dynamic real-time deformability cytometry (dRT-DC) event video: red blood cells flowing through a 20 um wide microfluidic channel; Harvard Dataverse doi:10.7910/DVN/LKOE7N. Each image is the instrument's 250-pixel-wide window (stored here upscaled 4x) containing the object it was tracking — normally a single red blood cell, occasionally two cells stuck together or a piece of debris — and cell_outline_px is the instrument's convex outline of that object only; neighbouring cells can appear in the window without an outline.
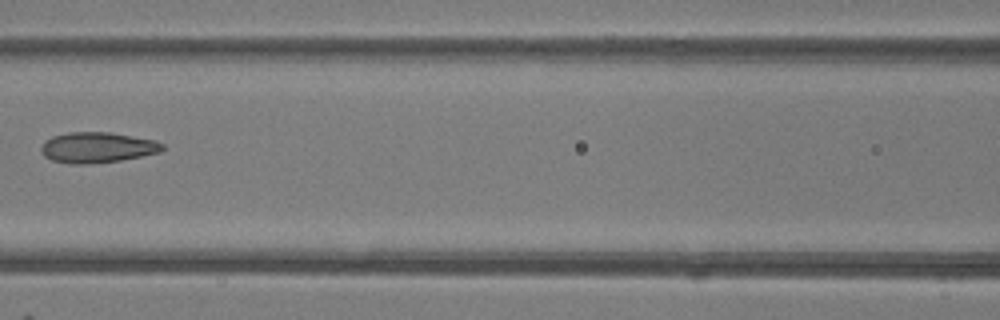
{"species": "common noctule bat (a hibernating species)", "species_latin": "Nyctalus noctula", "temperature_condition": "room temperature", "stored_images_in_passage": 7, "camera_frame_rate_fps": 3000, "um_per_image_px": 0.085, "animal": {"sex": "female"}, "frame": {"image": 1, "passage_image": 6, "time_ms": 6.0, "image_size_px": [1000, 320], "cell_outline_px": [[164, 148], [160, 152], [120, 160], [88, 164], [68, 164], [52, 160], [44, 156], [40, 152], [40, 148], [44, 140], [52, 136], [68, 132], [112, 132], [156, 140], [164, 144]], "centroid_in_image_um": [8.24, 12.53], "position_along_channel_um": 158.4, "area_um2": 21.85}}
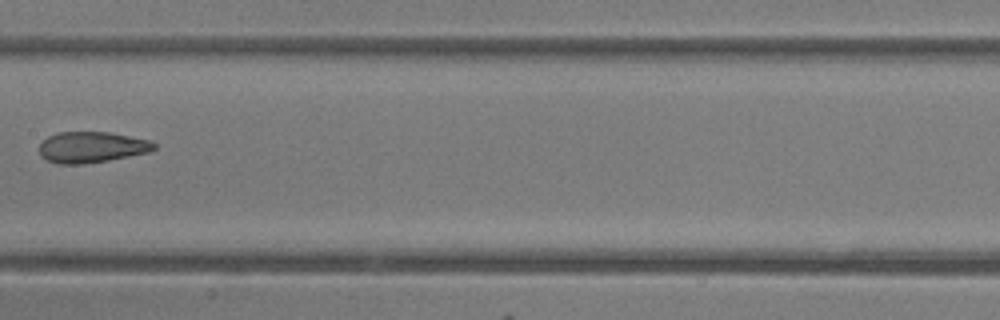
{"frame": {"image": 2, "passage_image": 7, "time_ms": 7.0, "image_size_px": [1000, 320], "cell_outline_px": [[156, 148], [148, 152], [108, 160], [84, 164], [60, 164], [48, 160], [40, 156], [40, 144], [48, 136], [56, 132], [108, 132], [148, 140], [156, 144]], "centroid_in_image_um": [7.76, 12.51], "position_along_channel_um": 199.6, "area_um2": 20.52}}